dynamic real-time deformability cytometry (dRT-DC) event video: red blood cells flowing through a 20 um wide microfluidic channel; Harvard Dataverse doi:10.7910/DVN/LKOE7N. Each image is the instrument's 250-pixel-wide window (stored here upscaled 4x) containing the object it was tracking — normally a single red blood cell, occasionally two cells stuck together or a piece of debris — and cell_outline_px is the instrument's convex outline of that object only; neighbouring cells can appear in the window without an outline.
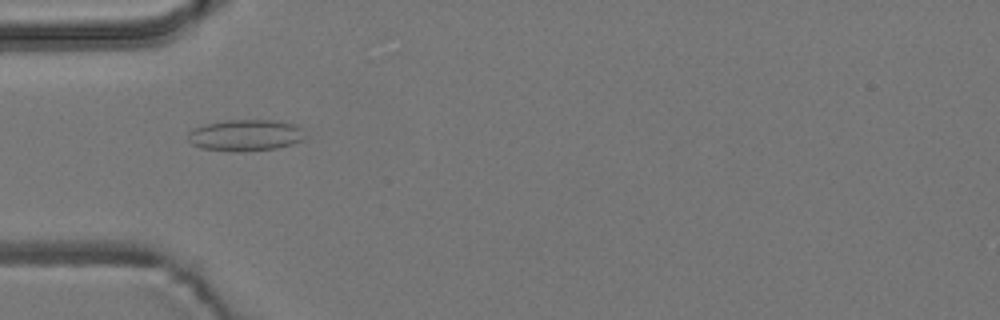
{"species": "common noctule bat (a hibernating species)", "species_latin": "Nyctalus noctula", "temperature_condition": "room temperature", "stored_images_in_passage": 5, "camera_frame_rate_fps": 3000, "um_per_image_px": 0.085, "animal": {"sex": "male", "body_mass_g": 19.2, "forearm_length_mm": 51.8}, "frame": {"image": 1, "passage_image": 5, "time_ms": 4.667, "image_size_px": [1000, 320], "cell_outline_px": [[300, 140], [292, 144], [276, 148], [240, 152], [232, 152], [200, 148], [192, 144], [188, 140], [188, 132], [192, 128], [204, 124], [224, 120], [272, 120], [296, 124], [300, 128]], "centroid_in_image_um": [20.76, 11.5], "position_along_channel_um": 64.2, "area_um2": 21.39}}